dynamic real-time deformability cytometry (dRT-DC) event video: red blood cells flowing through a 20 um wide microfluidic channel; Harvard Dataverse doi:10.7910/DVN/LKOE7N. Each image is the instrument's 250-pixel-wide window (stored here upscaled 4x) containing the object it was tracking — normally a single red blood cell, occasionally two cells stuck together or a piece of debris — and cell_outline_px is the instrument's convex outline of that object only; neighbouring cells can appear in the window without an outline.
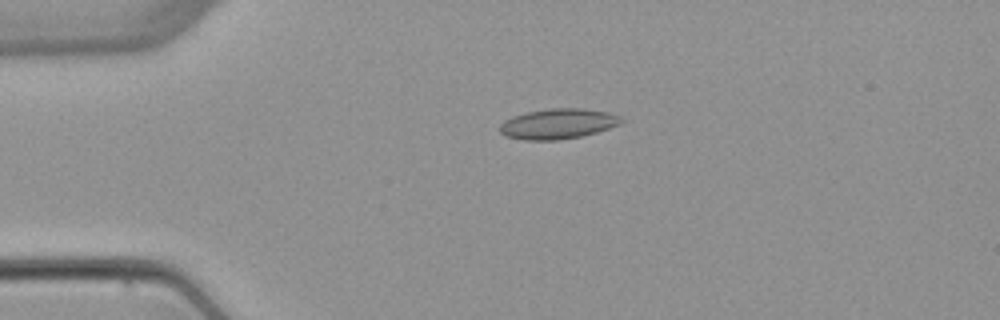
{"species": "common noctule bat (a hibernating species)", "species_latin": "Nyctalus noctula", "temperature_condition": "warm", "stored_images_in_passage": 5, "camera_frame_rate_fps": 3000, "um_per_image_px": 0.085, "animal": {"sex": "female", "body_mass_g": 22.7, "forearm_length_mm": 54.2}, "frame": {"image": 1, "passage_image": 4, "time_ms": 3.667, "image_size_px": [1000, 320], "cell_outline_px": [[624, 120], [620, 124], [596, 132], [580, 136], [560, 140], [524, 140], [504, 136], [500, 132], [500, 124], [504, 120], [512, 116], [528, 112], [552, 108], [584, 108], [608, 112], [620, 116]], "centroid_in_image_um": [47.41, 10.52], "position_along_channel_um": 37.6, "area_um2": 21.44}}